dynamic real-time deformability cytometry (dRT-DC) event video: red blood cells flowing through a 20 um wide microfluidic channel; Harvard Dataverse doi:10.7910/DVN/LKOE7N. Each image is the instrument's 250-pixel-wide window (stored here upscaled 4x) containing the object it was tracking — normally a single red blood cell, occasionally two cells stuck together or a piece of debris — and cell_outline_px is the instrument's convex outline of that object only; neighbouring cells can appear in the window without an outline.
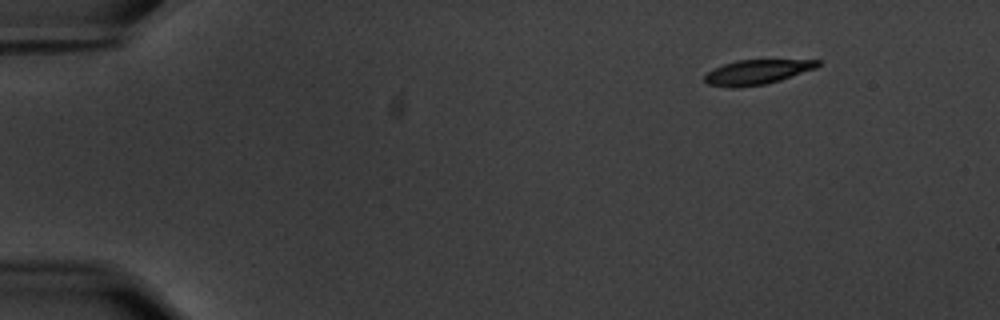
{"species": "common noctule bat (a hibernating species)", "species_latin": "Nyctalus noctula", "temperature_condition": "warm", "stored_images_in_passage": 52, "camera_frame_rate_fps": 3000, "um_per_image_px": 0.085, "animal": {"sex": "male", "body_mass_g": 20.1, "forearm_length_mm": 53.5}, "frame": {"image": 1, "passage_image": 1, "time_ms": 0.0, "image_size_px": [1000, 320], "cell_outline_px": [[820, 64], [816, 68], [780, 80], [764, 84], [736, 88], [732, 88], [708, 84], [704, 80], [704, 76], [708, 72], [724, 64], [740, 60], [820, 60]], "centroid_in_image_um": [64.34, 6.13], "position_along_channel_um": 20.7, "area_um2": 16.01}}
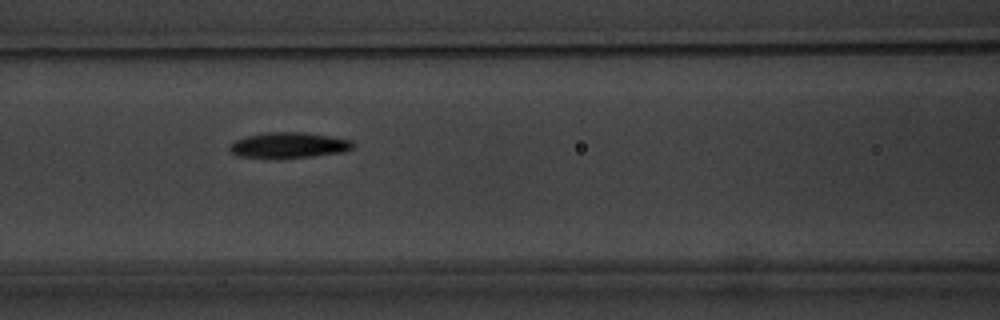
{"frame": {"image": 2, "passage_image": 20, "time_ms": 6.333, "image_size_px": [1000, 320], "cell_outline_px": [[356, 144], [352, 148], [344, 152], [280, 160], [276, 160], [236, 156], [228, 148], [228, 144], [236, 140], [248, 136], [264, 132], [304, 132], [352, 140]], "centroid_in_image_um": [24.5, 12.37], "position_along_channel_um": 142.1, "area_um2": 19.02}}
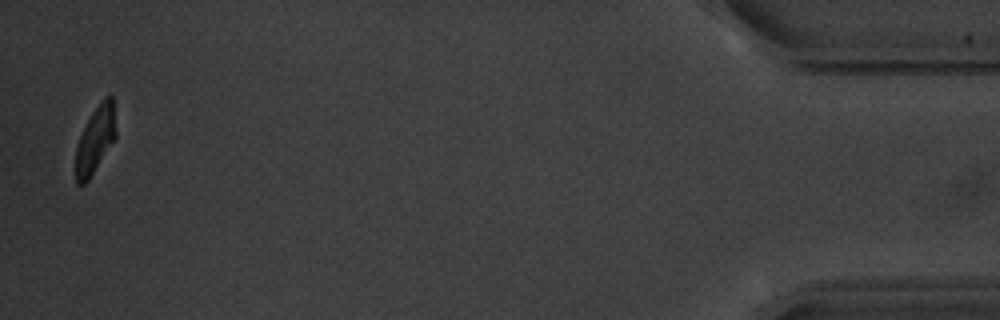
{"frame": {"image": 3, "passage_image": 51, "time_ms": 16.667, "image_size_px": [1000, 320], "cell_outline_px": [[116, 136], [88, 180], [84, 184], [76, 184], [76, 144], [92, 112], [104, 96], [112, 96], [116, 132]], "centroid_in_image_um": [8.09, 11.86], "position_along_channel_um": 427.1, "area_um2": 15.2}, "authors_computed_cell_mechanics": {"area_um2": 17.918, "velocity_mm_per_s": 3.5376, "shape_relaxation_time_tau1_ms": 3.4262, "shape_relaxation_time_tau2_ms": 4.1825, "deformation_change_tau1": 0.1591, "deformation_change_tau2": 0.0863}}